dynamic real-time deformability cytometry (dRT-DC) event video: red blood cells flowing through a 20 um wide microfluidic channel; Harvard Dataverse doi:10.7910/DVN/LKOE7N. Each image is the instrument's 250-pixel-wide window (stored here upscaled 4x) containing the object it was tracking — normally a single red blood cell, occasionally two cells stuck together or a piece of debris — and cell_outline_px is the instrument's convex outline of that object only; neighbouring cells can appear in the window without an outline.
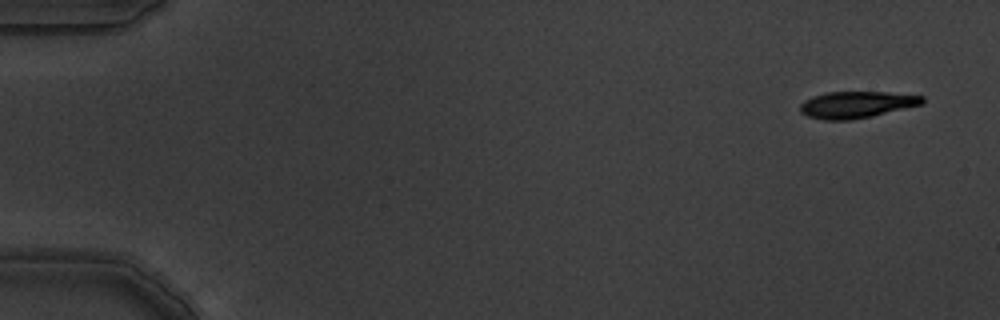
{"species": "common noctule bat (a hibernating species)", "species_latin": "Nyctalus noctula", "temperature_condition": "warm", "stored_images_in_passage": 7, "camera_frame_rate_fps": 3000, "um_per_image_px": 0.085, "animal": {"sex": "male", "body_mass_g": 19.5, "forearm_length_mm": 54.6}, "frame": {"image": 1, "passage_image": 1, "time_ms": 0.0, "image_size_px": [1000, 320], "cell_outline_px": [[924, 104], [872, 116], [852, 120], [824, 120], [808, 116], [800, 112], [800, 104], [804, 100], [812, 96], [828, 92], [888, 92], [924, 96]], "centroid_in_image_um": [72.81, 8.89], "position_along_channel_um": 12.2, "area_um2": 19.07}}
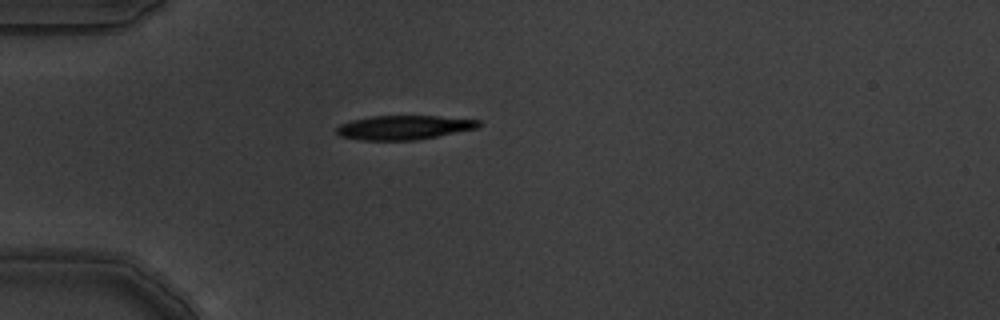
{"frame": {"image": 2, "passage_image": 5, "time_ms": 1.333, "image_size_px": [1000, 320], "cell_outline_px": [[484, 124], [476, 128], [416, 140], [364, 140], [340, 136], [336, 132], [336, 128], [340, 124], [352, 120], [372, 116], [436, 116], [480, 120]], "centroid_in_image_um": [34.33, 10.83], "position_along_channel_um": 50.7, "area_um2": 19.83}}